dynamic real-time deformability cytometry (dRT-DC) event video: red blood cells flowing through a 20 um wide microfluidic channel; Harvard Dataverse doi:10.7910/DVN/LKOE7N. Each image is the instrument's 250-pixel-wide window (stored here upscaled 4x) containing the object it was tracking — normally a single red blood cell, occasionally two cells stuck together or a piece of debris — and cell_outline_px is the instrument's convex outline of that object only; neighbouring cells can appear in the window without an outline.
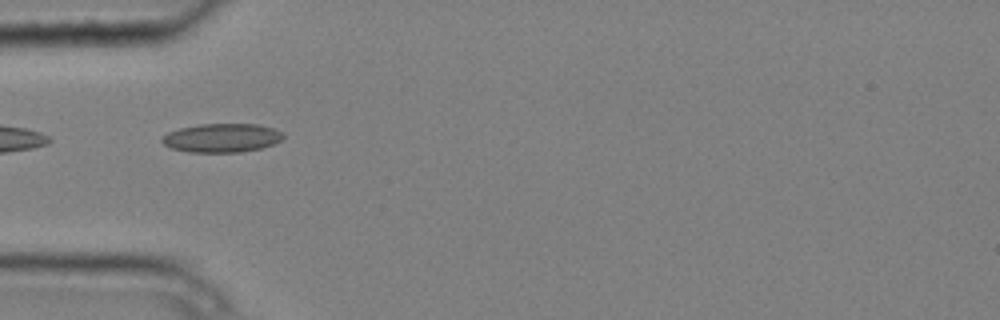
{"species": "common noctule bat (a hibernating species)", "species_latin": "Nyctalus noctula", "temperature_condition": "cold", "stored_images_in_passage": 9, "camera_frame_rate_fps": 3000, "um_per_image_px": 0.085, "animal": {"sex": "male", "body_mass_g": 20.4}, "frame": {"image": 1, "passage_image": 4, "time_ms": 1.0, "image_size_px": [1000, 320], "cell_outline_px": [[284, 136], [280, 140], [272, 144], [260, 148], [240, 152], [188, 152], [172, 148], [164, 144], [160, 140], [168, 132], [180, 128], [200, 124], [260, 124], [284, 132]], "centroid_in_image_um": [18.86, 11.71], "position_along_channel_um": 66.1, "area_um2": 20.23}}
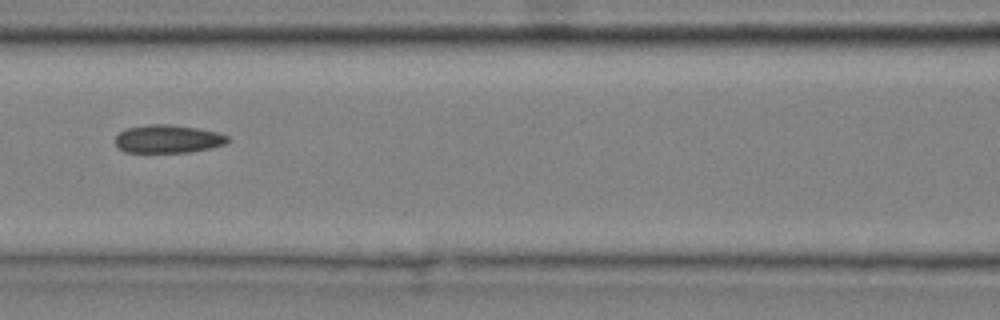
{"frame": {"image": 2, "passage_image": 6, "time_ms": 1.667, "image_size_px": [1000, 320], "cell_outline_px": [[232, 140], [224, 144], [208, 148], [188, 152], [124, 152], [112, 140], [120, 132], [128, 128], [148, 124], [168, 124], [200, 128], [220, 132], [228, 136]], "centroid_in_image_um": [14.29, 11.8], "position_along_channel_um": 152.3, "area_um2": 18.55}}
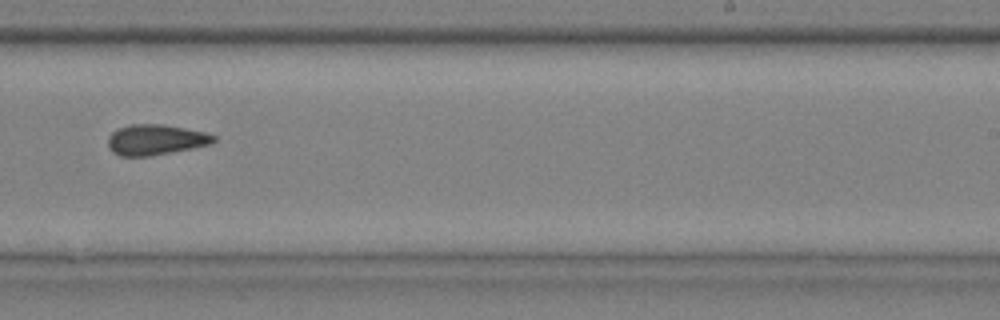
{"frame": {"image": 3, "passage_image": 9, "time_ms": 2.667, "image_size_px": [1000, 320], "cell_outline_px": [[216, 140], [212, 144], [172, 152], [148, 156], [120, 156], [112, 152], [108, 148], [108, 136], [116, 128], [132, 124], [160, 124], [184, 128], [204, 132], [216, 136]], "centroid_in_image_um": [13.2, 11.88], "position_along_channel_um": 275.8, "area_um2": 18.84}}